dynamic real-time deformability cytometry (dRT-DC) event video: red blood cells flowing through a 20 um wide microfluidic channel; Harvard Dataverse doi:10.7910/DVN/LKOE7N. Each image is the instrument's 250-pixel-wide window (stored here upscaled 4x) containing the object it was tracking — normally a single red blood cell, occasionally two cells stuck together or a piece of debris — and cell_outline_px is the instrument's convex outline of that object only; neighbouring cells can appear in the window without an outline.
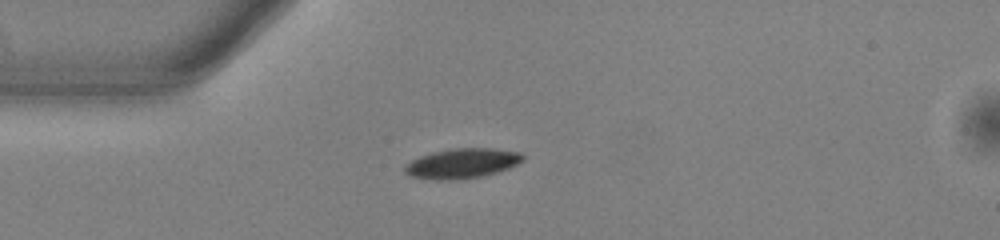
{"species": "common noctule bat (a hibernating species)", "species_latin": "Nyctalus noctula", "temperature_condition": "warm", "stored_images_in_passage": 40, "camera_frame_rate_fps": 3000, "um_per_image_px": 0.085, "animal": {"sex": "male", "body_mass_g": 13.0, "forearm_length_mm": 53.1}, "frame": {"image": 1, "passage_image": 1, "time_ms": 0.0, "image_size_px": [1000, 240], "cell_outline_px": [[524, 160], [508, 168], [484, 176], [452, 180], [436, 180], [412, 176], [404, 172], [404, 164], [420, 156], [432, 152], [452, 148], [492, 148], [520, 152], [524, 156]], "centroid_in_image_um": [39.27, 13.88], "position_along_channel_um": 45.7, "area_um2": 20.58}}
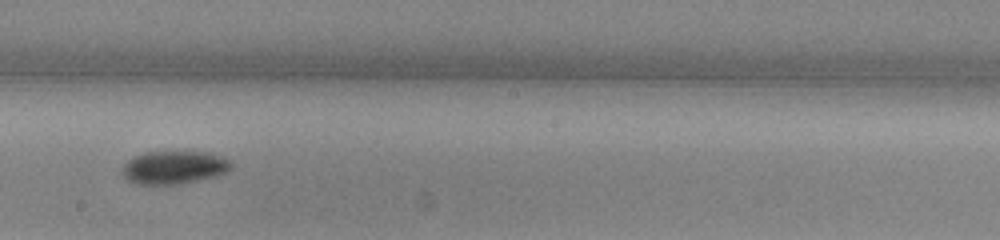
{"frame": {"image": 2, "passage_image": 17, "time_ms": 5.333, "image_size_px": [1000, 240], "cell_outline_px": [[232, 168], [228, 172], [216, 176], [180, 184], [140, 184], [128, 180], [120, 172], [120, 168], [128, 160], [136, 156], [148, 152], [212, 152], [232, 160]], "centroid_in_image_um": [14.84, 14.23], "position_along_channel_um": 233.4, "area_um2": 21.15}}
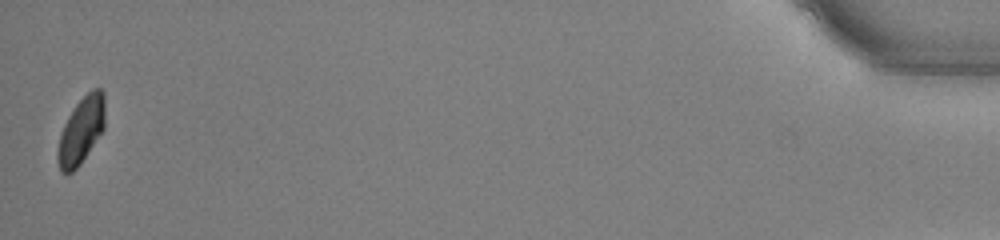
{"frame": {"image": 3, "passage_image": 40, "time_ms": 13.0, "image_size_px": [1000, 240], "cell_outline_px": [[104, 128], [80, 164], [72, 172], [60, 172], [56, 160], [56, 152], [60, 132], [68, 116], [76, 104], [92, 88], [100, 88], [104, 92]], "centroid_in_image_um": [6.87, 11.1], "position_along_channel_um": 428.3, "area_um2": 18.32}, "authors_computed_cell_mechanics": {"area_um2": 20.2878, "velocity_mm_per_s": 3.8342, "shape_relaxation_time_tau1_ms": 2.1895, "shape_relaxation_time_tau2_ms": null, "deformation_change_tau1": 0.0993, "deformation_change_tau2": null}}